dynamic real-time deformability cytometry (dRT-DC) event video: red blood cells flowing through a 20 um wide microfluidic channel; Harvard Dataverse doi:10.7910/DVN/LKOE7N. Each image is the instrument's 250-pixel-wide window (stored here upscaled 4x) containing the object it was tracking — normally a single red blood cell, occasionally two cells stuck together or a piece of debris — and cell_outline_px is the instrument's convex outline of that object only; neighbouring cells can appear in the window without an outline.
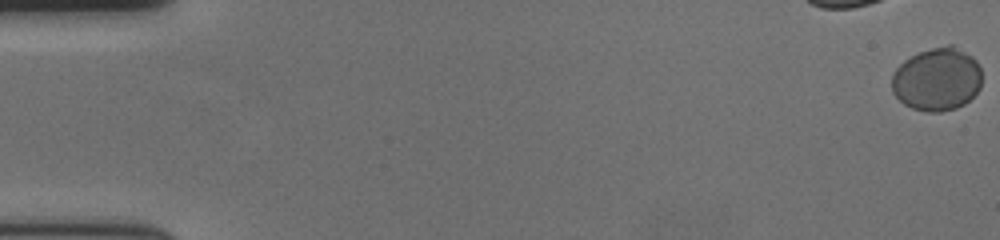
{"species": "human", "species_latin": "Homo sapiens", "temperature_condition": "cold", "stored_images_in_passage": 21, "camera_frame_rate_fps": 3000, "um_per_image_px": 0.085, "donor": {"sex": "female"}, "frame": {"image": 1, "passage_image": 1, "time_ms": 0.0, "image_size_px": [1000, 240], "cell_outline_px": [[980, 88], [964, 104], [956, 108], [940, 112], [928, 112], [912, 108], [904, 104], [892, 92], [892, 72], [904, 60], [920, 52], [932, 48], [948, 44], [952, 44], [972, 56], [976, 60], [980, 68]], "centroid_in_image_um": [79.63, 6.73], "position_along_channel_um": 5.4, "area_um2": 33.12}}